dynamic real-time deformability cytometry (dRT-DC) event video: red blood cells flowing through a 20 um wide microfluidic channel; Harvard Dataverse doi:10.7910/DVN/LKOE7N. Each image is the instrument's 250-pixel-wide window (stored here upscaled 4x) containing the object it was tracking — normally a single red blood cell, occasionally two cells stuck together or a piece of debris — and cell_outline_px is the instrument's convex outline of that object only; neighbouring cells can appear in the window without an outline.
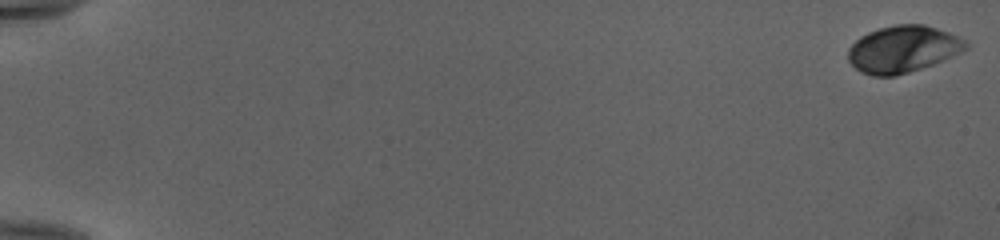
{"species": "human", "species_latin": "Homo sapiens", "temperature_condition": "cold", "stored_images_in_passage": 53, "camera_frame_rate_fps": 3000, "um_per_image_px": 0.085, "donor": {"sex": "female"}, "frame": {"image": 1, "passage_image": 1, "time_ms": 0.0, "image_size_px": [1000, 240], "cell_outline_px": [[968, 48], [932, 64], [896, 76], [872, 76], [860, 72], [848, 60], [848, 48], [860, 36], [868, 32], [880, 28], [896, 24], [924, 24], [948, 32], [964, 40], [968, 44]], "centroid_in_image_um": [76.7, 4.17], "position_along_channel_um": 8.3, "area_um2": 31.79}}
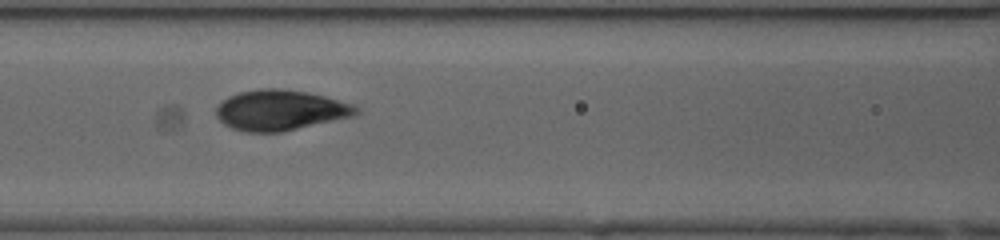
{"frame": {"image": 2, "passage_image": 26, "time_ms": 8.333, "image_size_px": [1000, 240], "cell_outline_px": [[360, 112], [356, 116], [280, 132], [244, 132], [232, 128], [224, 124], [216, 116], [216, 108], [228, 96], [240, 92], [260, 88], [280, 88], [308, 92], [324, 96], [352, 104], [360, 108]], "centroid_in_image_um": [23.85, 9.36], "position_along_channel_um": 142.8, "area_um2": 33.06}}
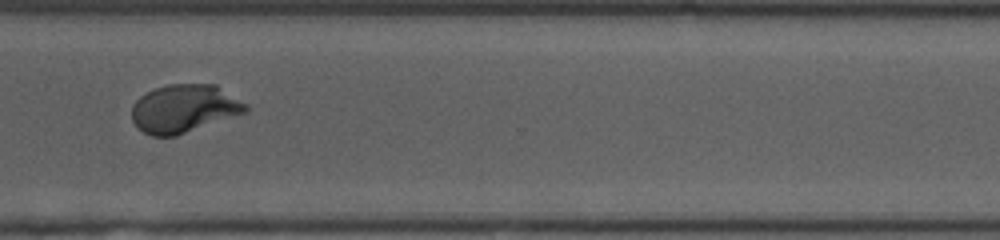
{"frame": {"image": 3, "passage_image": 42, "time_ms": 13.667, "image_size_px": [1000, 240], "cell_outline_px": [[248, 112], [176, 136], [152, 136], [144, 132], [132, 120], [132, 104], [140, 96], [156, 88], [168, 84], [216, 84], [248, 104]], "centroid_in_image_um": [15.69, 9.22], "position_along_channel_um": 354.9, "area_um2": 32.02}, "authors_computed_cell_mechanics": {"area_um2": 32.079, "velocity_mm_per_s": 3.9812, "shape_relaxation_time_tau1_ms": 4.4137, "shape_relaxation_time_tau2_ms": null, "deformation_change_tau1": 0.1833, "deformation_change_tau2": null}}